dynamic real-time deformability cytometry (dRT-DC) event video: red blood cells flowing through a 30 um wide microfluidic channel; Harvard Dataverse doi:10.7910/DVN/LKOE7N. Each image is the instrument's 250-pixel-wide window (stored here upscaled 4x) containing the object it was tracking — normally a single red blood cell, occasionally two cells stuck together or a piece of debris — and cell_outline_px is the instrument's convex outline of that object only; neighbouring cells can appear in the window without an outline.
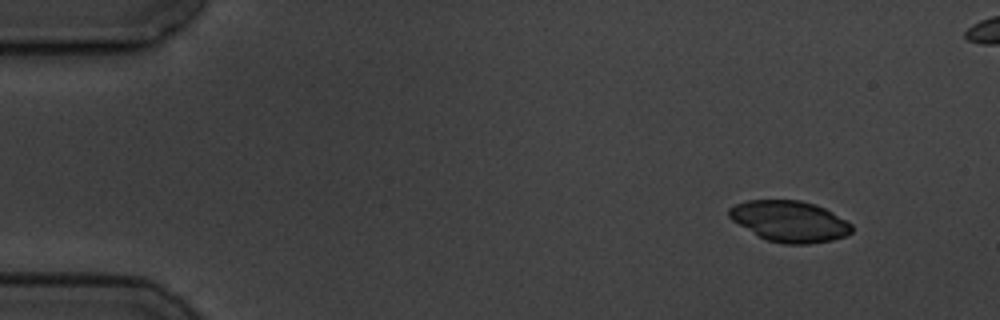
{"species": "common noctule bat (a hibernating species)", "species_latin": "Nyctalus noctula", "temperature_condition": "cold", "stored_images_in_passage": 5, "camera_frame_rate_fps": 3000, "um_per_image_px": 0.085, "animal": {"sex": "male", "body_mass_g": 19.5, "forearm_length_mm": 54.6}, "frame": {"image": 1, "passage_image": 1, "time_ms": 0.0, "image_size_px": [1000, 320], "cell_outline_px": [[852, 232], [844, 236], [832, 240], [808, 244], [784, 244], [768, 240], [760, 236], [732, 220], [728, 216], [728, 208], [736, 204], [748, 200], [800, 200], [816, 204], [832, 212], [852, 224]], "centroid_in_image_um": [67.12, 18.8], "position_along_channel_um": 17.9, "area_um2": 29.13}}